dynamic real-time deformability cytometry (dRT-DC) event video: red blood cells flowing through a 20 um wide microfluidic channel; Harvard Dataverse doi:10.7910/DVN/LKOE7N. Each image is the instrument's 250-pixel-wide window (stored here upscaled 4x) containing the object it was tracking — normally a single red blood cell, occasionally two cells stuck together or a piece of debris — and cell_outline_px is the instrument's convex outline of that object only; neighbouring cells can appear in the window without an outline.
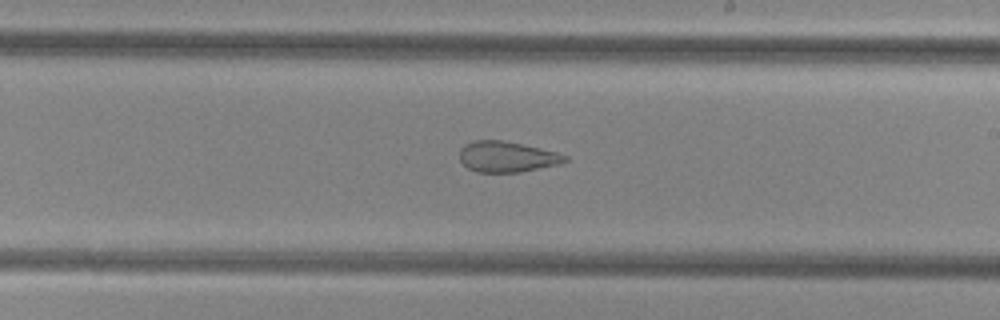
{"species": "common noctule bat (a hibernating species)", "species_latin": "Nyctalus noctula", "temperature_condition": "cold", "stored_images_in_passage": 41, "camera_frame_rate_fps": 3000, "um_per_image_px": 0.085, "animal": {"sex": "female", "body_mass_g": 29.2, "forearm_length_mm": 56.3}, "frame": {"image": 1, "passage_image": 30, "time_ms": 9.667, "image_size_px": [1000, 320], "cell_outline_px": [[568, 160], [560, 164], [520, 172], [476, 172], [468, 168], [460, 160], [460, 148], [464, 144], [476, 140], [500, 140], [540, 148], [556, 152], [568, 156]], "centroid_in_image_um": [43.08, 13.33], "position_along_channel_um": 245.9, "area_um2": 18.79}}